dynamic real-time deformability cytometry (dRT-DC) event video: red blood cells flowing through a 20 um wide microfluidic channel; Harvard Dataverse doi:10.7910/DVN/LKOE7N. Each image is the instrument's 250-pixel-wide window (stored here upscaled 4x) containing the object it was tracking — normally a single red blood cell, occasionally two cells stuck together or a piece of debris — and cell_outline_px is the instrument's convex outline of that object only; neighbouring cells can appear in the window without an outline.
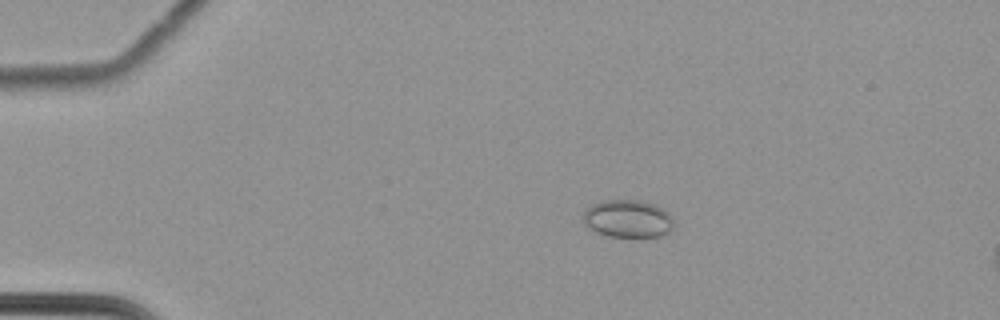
{"species": "common noctule bat (a hibernating species)", "species_latin": "Nyctalus noctula", "temperature_condition": "cold", "stored_images_in_passage": 52, "camera_frame_rate_fps": 3000, "um_per_image_px": 0.085, "animal": {"sex": "female", "body_mass_g": 22.7, "forearm_length_mm": 54.2}, "frame": {"image": 1, "passage_image": 4, "time_ms": 1.0, "image_size_px": [1000, 320], "cell_outline_px": [[672, 228], [668, 232], [660, 236], [608, 236], [596, 232], [588, 228], [584, 224], [584, 212], [592, 204], [600, 200], [640, 200], [656, 204], [668, 212], [672, 220]], "centroid_in_image_um": [53.34, 18.57], "position_along_channel_um": 31.7, "area_um2": 19.83}}
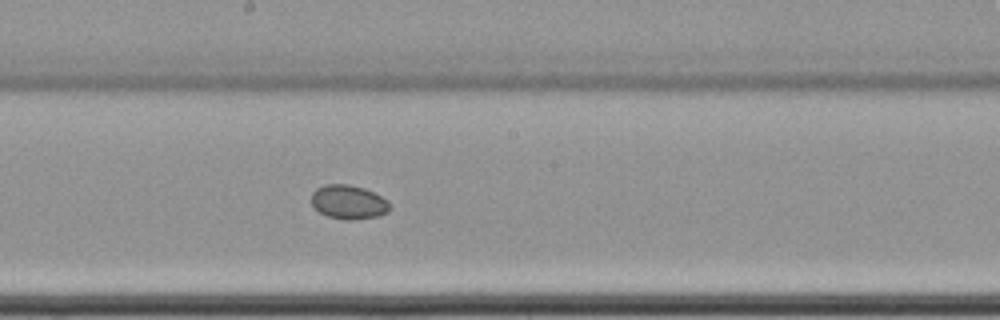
{"frame": {"image": 2, "passage_image": 26, "time_ms": 8.333, "image_size_px": [1000, 320], "cell_outline_px": [[392, 208], [388, 212], [376, 216], [328, 216], [320, 212], [312, 204], [312, 192], [316, 188], [324, 184], [348, 184], [364, 188], [388, 200]], "centroid_in_image_um": [29.63, 17.1], "position_along_channel_um": 218.6, "area_um2": 14.74}}
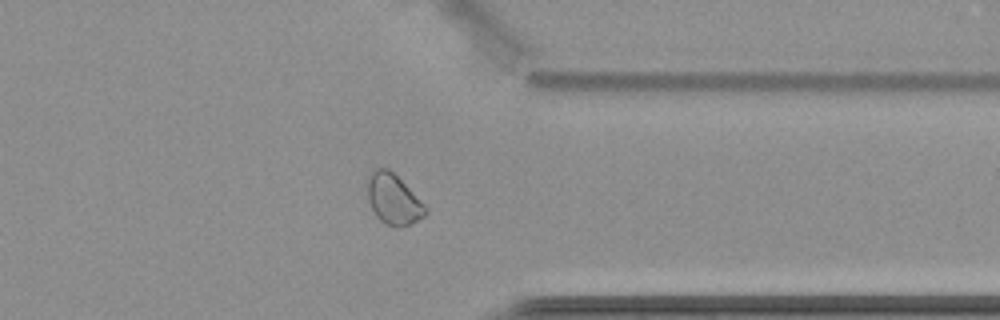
{"frame": {"image": 3, "passage_image": 40, "time_ms": 13.0, "image_size_px": [1000, 320], "cell_outline_px": [[428, 212], [424, 216], [412, 224], [400, 228], [396, 228], [384, 224], [376, 216], [368, 200], [368, 176], [376, 168], [388, 168], [428, 208]], "centroid_in_image_um": [33.45, 16.99], "position_along_channel_um": 378.0, "area_um2": 16.94}}